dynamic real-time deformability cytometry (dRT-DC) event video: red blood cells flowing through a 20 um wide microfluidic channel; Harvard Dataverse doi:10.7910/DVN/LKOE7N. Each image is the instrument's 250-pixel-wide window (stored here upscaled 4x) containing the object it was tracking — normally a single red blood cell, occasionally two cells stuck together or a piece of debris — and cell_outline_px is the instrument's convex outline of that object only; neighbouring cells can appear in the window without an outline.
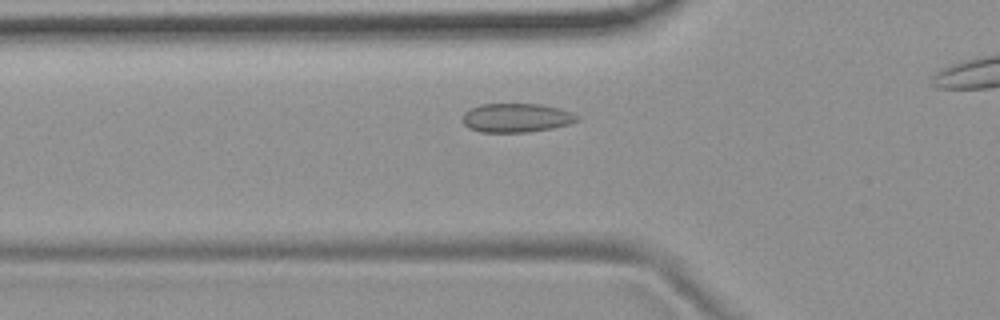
{"species": "common noctule bat (a hibernating species)", "species_latin": "Nyctalus noctula", "temperature_condition": "room temperature", "stored_images_in_passage": 41, "camera_frame_rate_fps": 3000, "um_per_image_px": 0.085, "animal": {"sex": "female", "body_mass_g": 19.9}, "frame": {"image": 1, "passage_image": 12, "time_ms": 3.667, "image_size_px": [1000, 320], "cell_outline_px": [[580, 120], [568, 124], [552, 128], [524, 132], [480, 132], [468, 128], [460, 120], [464, 112], [468, 108], [480, 104], [540, 104], [560, 108], [572, 112], [580, 116]], "centroid_in_image_um": [43.86, 10.0], "position_along_channel_um": 81.9, "area_um2": 19.59}}
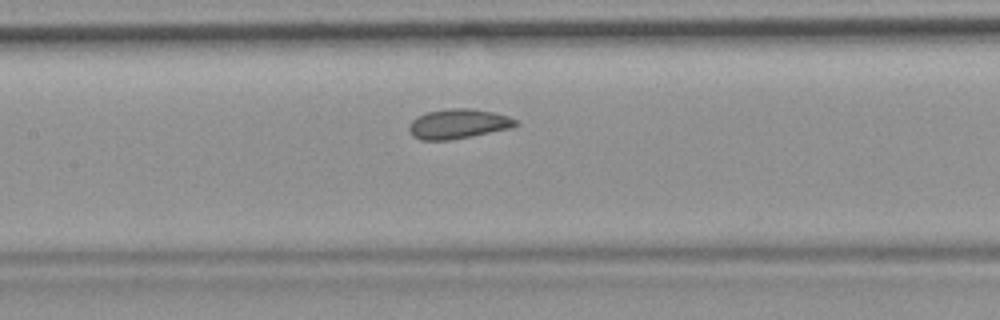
{"frame": {"image": 2, "passage_image": 19, "time_ms": 6.0, "image_size_px": [1000, 320], "cell_outline_px": [[520, 124], [512, 128], [472, 136], [448, 140], [420, 140], [412, 136], [408, 128], [408, 124], [416, 116], [428, 112], [452, 108], [468, 108], [496, 112], [508, 116], [516, 120]], "centroid_in_image_um": [38.95, 10.53], "position_along_channel_um": 168.4, "area_um2": 18.61}}
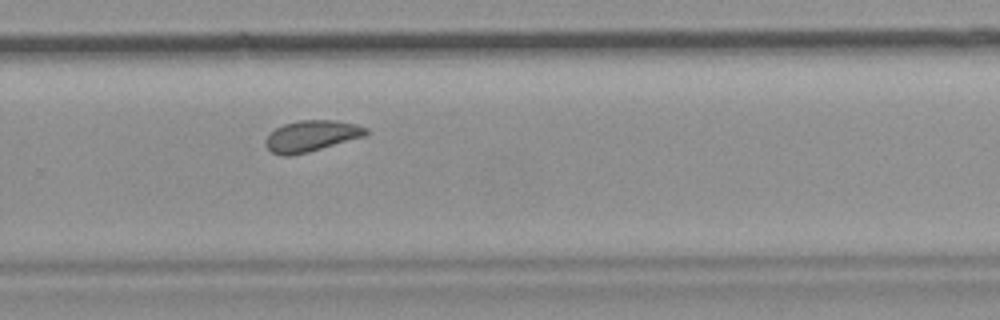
{"frame": {"image": 3, "passage_image": 30, "time_ms": 9.667, "image_size_px": [1000, 320], "cell_outline_px": [[368, 136], [308, 152], [288, 156], [280, 156], [272, 152], [264, 144], [264, 140], [276, 128], [284, 124], [300, 120], [336, 120], [356, 124], [368, 128]], "centroid_in_image_um": [26.51, 11.56], "position_along_channel_um": 303.3, "area_um2": 18.38}, "authors_computed_cell_mechanics": {"area_um2": 18.3804, "velocity_mm_per_s": 3.691, "shape_relaxation_time_tau1_ms": null, "shape_relaxation_time_tau2_ms": 3.0866, "deformation_change_tau1": null, "deformation_change_tau2": 0.0472}}